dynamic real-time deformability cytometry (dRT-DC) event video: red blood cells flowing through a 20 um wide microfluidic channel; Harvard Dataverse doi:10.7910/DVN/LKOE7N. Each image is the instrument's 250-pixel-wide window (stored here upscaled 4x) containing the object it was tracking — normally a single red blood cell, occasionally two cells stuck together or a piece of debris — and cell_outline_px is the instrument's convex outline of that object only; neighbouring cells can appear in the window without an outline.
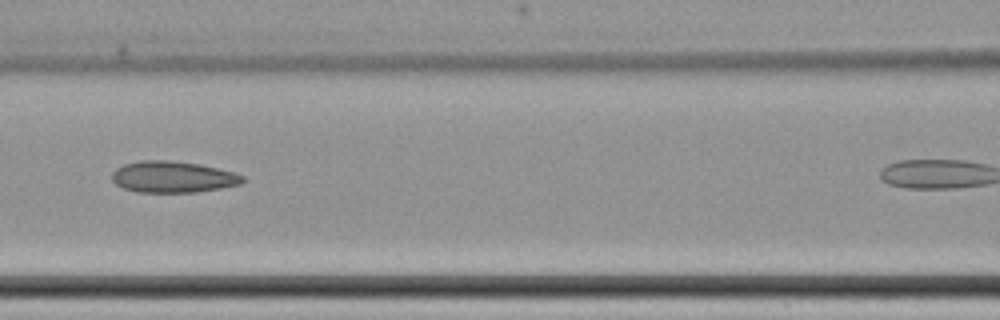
{"species": "common noctule bat (a hibernating species)", "species_latin": "Nyctalus noctula", "temperature_condition": "cold", "stored_images_in_passage": 8, "camera_frame_rate_fps": 3000, "um_per_image_px": 0.085, "animal": {"sex": "female", "body_mass_g": 22.7, "forearm_length_mm": 54.2}, "frame": {"image": 1, "passage_image": 7, "time_ms": 8.0, "image_size_px": [1000, 320], "cell_outline_px": [[244, 180], [240, 184], [220, 188], [196, 192], [136, 192], [124, 188], [116, 184], [112, 180], [112, 172], [116, 168], [124, 164], [140, 160], [168, 160], [200, 164], [232, 172], [244, 176]], "centroid_in_image_um": [14.66, 15.03], "position_along_channel_um": 151.9, "area_um2": 23.81}}